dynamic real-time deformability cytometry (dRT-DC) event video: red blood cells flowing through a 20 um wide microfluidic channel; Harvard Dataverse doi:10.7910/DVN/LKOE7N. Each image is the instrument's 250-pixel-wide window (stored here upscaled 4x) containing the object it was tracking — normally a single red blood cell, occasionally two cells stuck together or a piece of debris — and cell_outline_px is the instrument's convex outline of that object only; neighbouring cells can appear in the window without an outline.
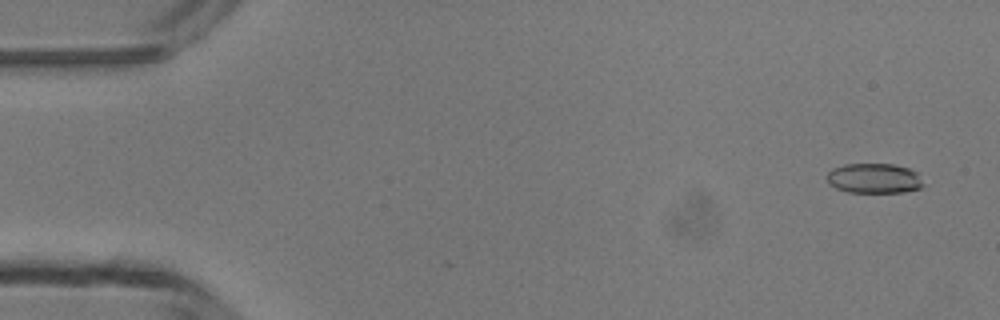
{"species": "common noctule bat (a hibernating species)", "species_latin": "Nyctalus noctula", "temperature_condition": "room temperature", "stored_images_in_passage": 4, "camera_frame_rate_fps": 3000, "um_per_image_px": 0.085, "animal": {"sex": "male", "body_mass_g": 13.3}, "frame": {"image": 1, "passage_image": 1, "time_ms": 0.0, "image_size_px": [1000, 320], "cell_outline_px": [[924, 184], [920, 188], [904, 192], [848, 192], [836, 188], [828, 184], [828, 172], [832, 168], [844, 164], [892, 164], [908, 168], [916, 172]], "centroid_in_image_um": [74.28, 15.16], "position_along_channel_um": 10.7, "area_um2": 16.76}}
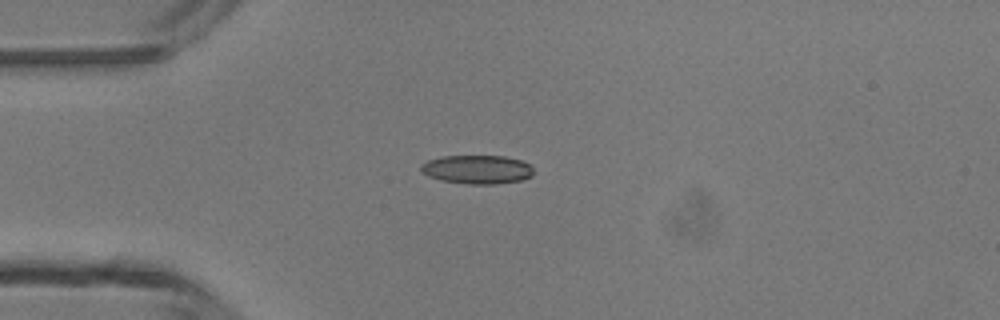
{"frame": {"image": 2, "passage_image": 4, "time_ms": 3.333, "image_size_px": [1000, 320], "cell_outline_px": [[532, 176], [520, 180], [496, 184], [468, 184], [440, 180], [428, 176], [420, 168], [420, 164], [428, 160], [444, 156], [504, 156], [520, 160], [528, 164], [532, 168]], "centroid_in_image_um": [40.54, 14.4], "position_along_channel_um": 44.5, "area_um2": 18.73}}